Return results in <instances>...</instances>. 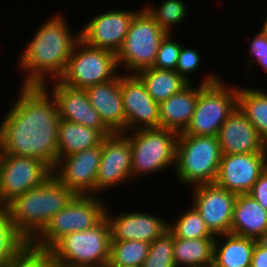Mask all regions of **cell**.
<instances>
[{"mask_svg": "<svg viewBox=\"0 0 267 267\" xmlns=\"http://www.w3.org/2000/svg\"><path fill=\"white\" fill-rule=\"evenodd\" d=\"M238 86H227L221 78L204 85L186 130L179 135L217 136L223 123L237 108Z\"/></svg>", "mask_w": 267, "mask_h": 267, "instance_id": "9", "label": "cell"}, {"mask_svg": "<svg viewBox=\"0 0 267 267\" xmlns=\"http://www.w3.org/2000/svg\"><path fill=\"white\" fill-rule=\"evenodd\" d=\"M267 230V210L250 194L237 195L230 233L257 240Z\"/></svg>", "mask_w": 267, "mask_h": 267, "instance_id": "23", "label": "cell"}, {"mask_svg": "<svg viewBox=\"0 0 267 267\" xmlns=\"http://www.w3.org/2000/svg\"><path fill=\"white\" fill-rule=\"evenodd\" d=\"M109 213V209H106L111 241L140 240L152 243L168 230L169 222L149 212L129 211L116 216Z\"/></svg>", "mask_w": 267, "mask_h": 267, "instance_id": "19", "label": "cell"}, {"mask_svg": "<svg viewBox=\"0 0 267 267\" xmlns=\"http://www.w3.org/2000/svg\"><path fill=\"white\" fill-rule=\"evenodd\" d=\"M53 81L52 88L48 89L47 83L43 87L49 90L54 98L60 119L96 129L104 137L112 134L102 122L97 110L93 108L85 89H75L59 80Z\"/></svg>", "mask_w": 267, "mask_h": 267, "instance_id": "18", "label": "cell"}, {"mask_svg": "<svg viewBox=\"0 0 267 267\" xmlns=\"http://www.w3.org/2000/svg\"><path fill=\"white\" fill-rule=\"evenodd\" d=\"M257 243L267 249V230L257 239Z\"/></svg>", "mask_w": 267, "mask_h": 267, "instance_id": "40", "label": "cell"}, {"mask_svg": "<svg viewBox=\"0 0 267 267\" xmlns=\"http://www.w3.org/2000/svg\"><path fill=\"white\" fill-rule=\"evenodd\" d=\"M74 196L67 186L52 175L43 184L15 197L4 209L16 228L31 243Z\"/></svg>", "mask_w": 267, "mask_h": 267, "instance_id": "3", "label": "cell"}, {"mask_svg": "<svg viewBox=\"0 0 267 267\" xmlns=\"http://www.w3.org/2000/svg\"><path fill=\"white\" fill-rule=\"evenodd\" d=\"M120 89L126 120V132L160 128L159 104L147 92L136 74L120 73Z\"/></svg>", "mask_w": 267, "mask_h": 267, "instance_id": "15", "label": "cell"}, {"mask_svg": "<svg viewBox=\"0 0 267 267\" xmlns=\"http://www.w3.org/2000/svg\"><path fill=\"white\" fill-rule=\"evenodd\" d=\"M237 108L267 145V93L260 89L238 87Z\"/></svg>", "mask_w": 267, "mask_h": 267, "instance_id": "28", "label": "cell"}, {"mask_svg": "<svg viewBox=\"0 0 267 267\" xmlns=\"http://www.w3.org/2000/svg\"><path fill=\"white\" fill-rule=\"evenodd\" d=\"M104 136L96 129L60 119L58 159L85 149L101 146Z\"/></svg>", "mask_w": 267, "mask_h": 267, "instance_id": "25", "label": "cell"}, {"mask_svg": "<svg viewBox=\"0 0 267 267\" xmlns=\"http://www.w3.org/2000/svg\"><path fill=\"white\" fill-rule=\"evenodd\" d=\"M51 252L34 247L31 243L14 259L8 267H54Z\"/></svg>", "mask_w": 267, "mask_h": 267, "instance_id": "34", "label": "cell"}, {"mask_svg": "<svg viewBox=\"0 0 267 267\" xmlns=\"http://www.w3.org/2000/svg\"><path fill=\"white\" fill-rule=\"evenodd\" d=\"M125 134L131 143L132 179L146 174L161 173L169 166L175 167L179 135L175 131L149 128L137 129Z\"/></svg>", "mask_w": 267, "mask_h": 267, "instance_id": "7", "label": "cell"}, {"mask_svg": "<svg viewBox=\"0 0 267 267\" xmlns=\"http://www.w3.org/2000/svg\"><path fill=\"white\" fill-rule=\"evenodd\" d=\"M131 143L125 133L105 136L101 144V163L96 175L94 196L132 179Z\"/></svg>", "mask_w": 267, "mask_h": 267, "instance_id": "12", "label": "cell"}, {"mask_svg": "<svg viewBox=\"0 0 267 267\" xmlns=\"http://www.w3.org/2000/svg\"><path fill=\"white\" fill-rule=\"evenodd\" d=\"M215 238L181 239L173 234L176 267H208L213 263Z\"/></svg>", "mask_w": 267, "mask_h": 267, "instance_id": "26", "label": "cell"}, {"mask_svg": "<svg viewBox=\"0 0 267 267\" xmlns=\"http://www.w3.org/2000/svg\"><path fill=\"white\" fill-rule=\"evenodd\" d=\"M118 69L115 53L79 40L59 81L71 88L86 89L114 79L118 75L116 72L119 73Z\"/></svg>", "mask_w": 267, "mask_h": 267, "instance_id": "10", "label": "cell"}, {"mask_svg": "<svg viewBox=\"0 0 267 267\" xmlns=\"http://www.w3.org/2000/svg\"><path fill=\"white\" fill-rule=\"evenodd\" d=\"M173 251V233L168 229L150 243L148 256L141 267H176Z\"/></svg>", "mask_w": 267, "mask_h": 267, "instance_id": "33", "label": "cell"}, {"mask_svg": "<svg viewBox=\"0 0 267 267\" xmlns=\"http://www.w3.org/2000/svg\"><path fill=\"white\" fill-rule=\"evenodd\" d=\"M222 154L267 153V145L252 123L236 108L217 135Z\"/></svg>", "mask_w": 267, "mask_h": 267, "instance_id": "21", "label": "cell"}, {"mask_svg": "<svg viewBox=\"0 0 267 267\" xmlns=\"http://www.w3.org/2000/svg\"><path fill=\"white\" fill-rule=\"evenodd\" d=\"M101 163V146H94L57 159L52 175L75 195H94Z\"/></svg>", "mask_w": 267, "mask_h": 267, "instance_id": "14", "label": "cell"}, {"mask_svg": "<svg viewBox=\"0 0 267 267\" xmlns=\"http://www.w3.org/2000/svg\"><path fill=\"white\" fill-rule=\"evenodd\" d=\"M192 206L200 213L213 236L230 233L237 195L215 183L193 186Z\"/></svg>", "mask_w": 267, "mask_h": 267, "instance_id": "13", "label": "cell"}, {"mask_svg": "<svg viewBox=\"0 0 267 267\" xmlns=\"http://www.w3.org/2000/svg\"><path fill=\"white\" fill-rule=\"evenodd\" d=\"M256 64H259L258 66H261L263 71L267 72V54L264 55L263 58H260Z\"/></svg>", "mask_w": 267, "mask_h": 267, "instance_id": "41", "label": "cell"}, {"mask_svg": "<svg viewBox=\"0 0 267 267\" xmlns=\"http://www.w3.org/2000/svg\"><path fill=\"white\" fill-rule=\"evenodd\" d=\"M267 168V153L222 154L215 184L236 195L247 194Z\"/></svg>", "mask_w": 267, "mask_h": 267, "instance_id": "16", "label": "cell"}, {"mask_svg": "<svg viewBox=\"0 0 267 267\" xmlns=\"http://www.w3.org/2000/svg\"><path fill=\"white\" fill-rule=\"evenodd\" d=\"M251 267H267V249L261 247L257 242L253 251Z\"/></svg>", "mask_w": 267, "mask_h": 267, "instance_id": "39", "label": "cell"}, {"mask_svg": "<svg viewBox=\"0 0 267 267\" xmlns=\"http://www.w3.org/2000/svg\"><path fill=\"white\" fill-rule=\"evenodd\" d=\"M150 243L140 240L111 241L107 267H141Z\"/></svg>", "mask_w": 267, "mask_h": 267, "instance_id": "30", "label": "cell"}, {"mask_svg": "<svg viewBox=\"0 0 267 267\" xmlns=\"http://www.w3.org/2000/svg\"><path fill=\"white\" fill-rule=\"evenodd\" d=\"M201 61V55L197 50L191 47H184V45H182L175 71H177L187 82H189V84L193 83L190 74H193L196 72V70H198V68L201 66Z\"/></svg>", "mask_w": 267, "mask_h": 267, "instance_id": "36", "label": "cell"}, {"mask_svg": "<svg viewBox=\"0 0 267 267\" xmlns=\"http://www.w3.org/2000/svg\"><path fill=\"white\" fill-rule=\"evenodd\" d=\"M250 61L249 66H256L257 61L263 58L267 54V34L263 31H259L253 38L250 44Z\"/></svg>", "mask_w": 267, "mask_h": 267, "instance_id": "37", "label": "cell"}, {"mask_svg": "<svg viewBox=\"0 0 267 267\" xmlns=\"http://www.w3.org/2000/svg\"><path fill=\"white\" fill-rule=\"evenodd\" d=\"M152 99L160 104L189 85L177 71L147 68L136 74Z\"/></svg>", "mask_w": 267, "mask_h": 267, "instance_id": "27", "label": "cell"}, {"mask_svg": "<svg viewBox=\"0 0 267 267\" xmlns=\"http://www.w3.org/2000/svg\"><path fill=\"white\" fill-rule=\"evenodd\" d=\"M19 93L0 122V155L33 157L53 169L60 122L56 102L43 86H21Z\"/></svg>", "mask_w": 267, "mask_h": 267, "instance_id": "1", "label": "cell"}, {"mask_svg": "<svg viewBox=\"0 0 267 267\" xmlns=\"http://www.w3.org/2000/svg\"><path fill=\"white\" fill-rule=\"evenodd\" d=\"M173 223L169 222L168 229L175 237L181 239L215 238L194 206L184 211Z\"/></svg>", "mask_w": 267, "mask_h": 267, "instance_id": "31", "label": "cell"}, {"mask_svg": "<svg viewBox=\"0 0 267 267\" xmlns=\"http://www.w3.org/2000/svg\"><path fill=\"white\" fill-rule=\"evenodd\" d=\"M221 158L217 136L178 135L175 175L185 185L215 183Z\"/></svg>", "mask_w": 267, "mask_h": 267, "instance_id": "4", "label": "cell"}, {"mask_svg": "<svg viewBox=\"0 0 267 267\" xmlns=\"http://www.w3.org/2000/svg\"><path fill=\"white\" fill-rule=\"evenodd\" d=\"M167 33L145 8L138 10L131 20L128 33L116 53L118 67L122 64L127 74L152 68L161 41Z\"/></svg>", "mask_w": 267, "mask_h": 267, "instance_id": "8", "label": "cell"}, {"mask_svg": "<svg viewBox=\"0 0 267 267\" xmlns=\"http://www.w3.org/2000/svg\"><path fill=\"white\" fill-rule=\"evenodd\" d=\"M248 194L256 199L257 202L267 210V168L254 183Z\"/></svg>", "mask_w": 267, "mask_h": 267, "instance_id": "38", "label": "cell"}, {"mask_svg": "<svg viewBox=\"0 0 267 267\" xmlns=\"http://www.w3.org/2000/svg\"><path fill=\"white\" fill-rule=\"evenodd\" d=\"M85 90L104 125L112 133H126L120 74L110 81L89 86Z\"/></svg>", "mask_w": 267, "mask_h": 267, "instance_id": "22", "label": "cell"}, {"mask_svg": "<svg viewBox=\"0 0 267 267\" xmlns=\"http://www.w3.org/2000/svg\"><path fill=\"white\" fill-rule=\"evenodd\" d=\"M63 15H52L33 35L20 55L18 63L25 71L22 86H43L59 80L80 33L72 34ZM52 77V78H51Z\"/></svg>", "mask_w": 267, "mask_h": 267, "instance_id": "2", "label": "cell"}, {"mask_svg": "<svg viewBox=\"0 0 267 267\" xmlns=\"http://www.w3.org/2000/svg\"><path fill=\"white\" fill-rule=\"evenodd\" d=\"M256 242L231 233L216 236L213 263L218 267H251Z\"/></svg>", "mask_w": 267, "mask_h": 267, "instance_id": "24", "label": "cell"}, {"mask_svg": "<svg viewBox=\"0 0 267 267\" xmlns=\"http://www.w3.org/2000/svg\"><path fill=\"white\" fill-rule=\"evenodd\" d=\"M265 22L263 23V26L261 27V31L265 32L267 34V14L265 16Z\"/></svg>", "mask_w": 267, "mask_h": 267, "instance_id": "42", "label": "cell"}, {"mask_svg": "<svg viewBox=\"0 0 267 267\" xmlns=\"http://www.w3.org/2000/svg\"><path fill=\"white\" fill-rule=\"evenodd\" d=\"M160 3L157 8L148 4L145 9L167 34H174L172 27L180 25L187 16V4L183 0H164Z\"/></svg>", "mask_w": 267, "mask_h": 267, "instance_id": "32", "label": "cell"}, {"mask_svg": "<svg viewBox=\"0 0 267 267\" xmlns=\"http://www.w3.org/2000/svg\"><path fill=\"white\" fill-rule=\"evenodd\" d=\"M111 229L105 217L95 227L72 232L60 238L50 249L55 263L71 267H107Z\"/></svg>", "mask_w": 267, "mask_h": 267, "instance_id": "5", "label": "cell"}, {"mask_svg": "<svg viewBox=\"0 0 267 267\" xmlns=\"http://www.w3.org/2000/svg\"><path fill=\"white\" fill-rule=\"evenodd\" d=\"M172 36V34H167L161 41L153 64L154 68L175 70L182 45L178 41L175 42Z\"/></svg>", "mask_w": 267, "mask_h": 267, "instance_id": "35", "label": "cell"}, {"mask_svg": "<svg viewBox=\"0 0 267 267\" xmlns=\"http://www.w3.org/2000/svg\"><path fill=\"white\" fill-rule=\"evenodd\" d=\"M106 209V203L99 196L75 195L64 209L50 219L31 244L49 250L65 235L95 227L106 217Z\"/></svg>", "mask_w": 267, "mask_h": 267, "instance_id": "6", "label": "cell"}, {"mask_svg": "<svg viewBox=\"0 0 267 267\" xmlns=\"http://www.w3.org/2000/svg\"><path fill=\"white\" fill-rule=\"evenodd\" d=\"M138 11L109 10L94 15L79 33L80 40L89 46L117 53L129 30L131 20Z\"/></svg>", "mask_w": 267, "mask_h": 267, "instance_id": "17", "label": "cell"}, {"mask_svg": "<svg viewBox=\"0 0 267 267\" xmlns=\"http://www.w3.org/2000/svg\"><path fill=\"white\" fill-rule=\"evenodd\" d=\"M53 169L33 157L0 155V205L46 182Z\"/></svg>", "mask_w": 267, "mask_h": 267, "instance_id": "11", "label": "cell"}, {"mask_svg": "<svg viewBox=\"0 0 267 267\" xmlns=\"http://www.w3.org/2000/svg\"><path fill=\"white\" fill-rule=\"evenodd\" d=\"M30 244V241L16 228L9 213L0 210V267H8Z\"/></svg>", "mask_w": 267, "mask_h": 267, "instance_id": "29", "label": "cell"}, {"mask_svg": "<svg viewBox=\"0 0 267 267\" xmlns=\"http://www.w3.org/2000/svg\"><path fill=\"white\" fill-rule=\"evenodd\" d=\"M54 267H71V266H66V265H63V264L55 263Z\"/></svg>", "mask_w": 267, "mask_h": 267, "instance_id": "43", "label": "cell"}, {"mask_svg": "<svg viewBox=\"0 0 267 267\" xmlns=\"http://www.w3.org/2000/svg\"><path fill=\"white\" fill-rule=\"evenodd\" d=\"M208 267H218L214 263L210 264Z\"/></svg>", "mask_w": 267, "mask_h": 267, "instance_id": "44", "label": "cell"}, {"mask_svg": "<svg viewBox=\"0 0 267 267\" xmlns=\"http://www.w3.org/2000/svg\"><path fill=\"white\" fill-rule=\"evenodd\" d=\"M220 79L217 73H209L196 87L190 83L180 92L173 94L159 104L160 128L183 133L189 125L195 111L200 89L204 85L217 82Z\"/></svg>", "mask_w": 267, "mask_h": 267, "instance_id": "20", "label": "cell"}]
</instances>
